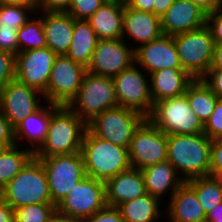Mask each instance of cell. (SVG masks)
<instances>
[{
  "label": "cell",
  "instance_id": "obj_47",
  "mask_svg": "<svg viewBox=\"0 0 222 222\" xmlns=\"http://www.w3.org/2000/svg\"><path fill=\"white\" fill-rule=\"evenodd\" d=\"M0 222H14V209L0 198Z\"/></svg>",
  "mask_w": 222,
  "mask_h": 222
},
{
  "label": "cell",
  "instance_id": "obj_39",
  "mask_svg": "<svg viewBox=\"0 0 222 222\" xmlns=\"http://www.w3.org/2000/svg\"><path fill=\"white\" fill-rule=\"evenodd\" d=\"M206 25L211 31L215 44H222V6L207 14Z\"/></svg>",
  "mask_w": 222,
  "mask_h": 222
},
{
  "label": "cell",
  "instance_id": "obj_18",
  "mask_svg": "<svg viewBox=\"0 0 222 222\" xmlns=\"http://www.w3.org/2000/svg\"><path fill=\"white\" fill-rule=\"evenodd\" d=\"M160 18L163 34L174 36L206 25L207 13L190 0H175Z\"/></svg>",
  "mask_w": 222,
  "mask_h": 222
},
{
  "label": "cell",
  "instance_id": "obj_32",
  "mask_svg": "<svg viewBox=\"0 0 222 222\" xmlns=\"http://www.w3.org/2000/svg\"><path fill=\"white\" fill-rule=\"evenodd\" d=\"M17 39L19 52L47 47L42 18L40 16H37V18L32 16L18 29Z\"/></svg>",
  "mask_w": 222,
  "mask_h": 222
},
{
  "label": "cell",
  "instance_id": "obj_45",
  "mask_svg": "<svg viewBox=\"0 0 222 222\" xmlns=\"http://www.w3.org/2000/svg\"><path fill=\"white\" fill-rule=\"evenodd\" d=\"M195 5L199 6L207 14L213 12L219 6H222V0H190Z\"/></svg>",
  "mask_w": 222,
  "mask_h": 222
},
{
  "label": "cell",
  "instance_id": "obj_22",
  "mask_svg": "<svg viewBox=\"0 0 222 222\" xmlns=\"http://www.w3.org/2000/svg\"><path fill=\"white\" fill-rule=\"evenodd\" d=\"M47 47L57 55H65L71 44L74 18L67 12H39Z\"/></svg>",
  "mask_w": 222,
  "mask_h": 222
},
{
  "label": "cell",
  "instance_id": "obj_36",
  "mask_svg": "<svg viewBox=\"0 0 222 222\" xmlns=\"http://www.w3.org/2000/svg\"><path fill=\"white\" fill-rule=\"evenodd\" d=\"M204 133L211 140L222 137V98H218L214 111L204 124Z\"/></svg>",
  "mask_w": 222,
  "mask_h": 222
},
{
  "label": "cell",
  "instance_id": "obj_5",
  "mask_svg": "<svg viewBox=\"0 0 222 222\" xmlns=\"http://www.w3.org/2000/svg\"><path fill=\"white\" fill-rule=\"evenodd\" d=\"M117 106L119 105L113 78L95 75L88 71L76 96L67 105L86 124L105 110Z\"/></svg>",
  "mask_w": 222,
  "mask_h": 222
},
{
  "label": "cell",
  "instance_id": "obj_46",
  "mask_svg": "<svg viewBox=\"0 0 222 222\" xmlns=\"http://www.w3.org/2000/svg\"><path fill=\"white\" fill-rule=\"evenodd\" d=\"M127 5L139 11L153 13L154 0H130Z\"/></svg>",
  "mask_w": 222,
  "mask_h": 222
},
{
  "label": "cell",
  "instance_id": "obj_3",
  "mask_svg": "<svg viewBox=\"0 0 222 222\" xmlns=\"http://www.w3.org/2000/svg\"><path fill=\"white\" fill-rule=\"evenodd\" d=\"M87 124L67 106H60L52 115L47 136L34 157L68 155L81 152Z\"/></svg>",
  "mask_w": 222,
  "mask_h": 222
},
{
  "label": "cell",
  "instance_id": "obj_52",
  "mask_svg": "<svg viewBox=\"0 0 222 222\" xmlns=\"http://www.w3.org/2000/svg\"><path fill=\"white\" fill-rule=\"evenodd\" d=\"M1 4H33L37 5L38 0H0Z\"/></svg>",
  "mask_w": 222,
  "mask_h": 222
},
{
  "label": "cell",
  "instance_id": "obj_4",
  "mask_svg": "<svg viewBox=\"0 0 222 222\" xmlns=\"http://www.w3.org/2000/svg\"><path fill=\"white\" fill-rule=\"evenodd\" d=\"M0 198L13 209L52 203L47 176L40 160L33 157L0 191Z\"/></svg>",
  "mask_w": 222,
  "mask_h": 222
},
{
  "label": "cell",
  "instance_id": "obj_50",
  "mask_svg": "<svg viewBox=\"0 0 222 222\" xmlns=\"http://www.w3.org/2000/svg\"><path fill=\"white\" fill-rule=\"evenodd\" d=\"M206 222H222V202L206 214Z\"/></svg>",
  "mask_w": 222,
  "mask_h": 222
},
{
  "label": "cell",
  "instance_id": "obj_34",
  "mask_svg": "<svg viewBox=\"0 0 222 222\" xmlns=\"http://www.w3.org/2000/svg\"><path fill=\"white\" fill-rule=\"evenodd\" d=\"M56 211L53 203L21 206L14 209V222H48Z\"/></svg>",
  "mask_w": 222,
  "mask_h": 222
},
{
  "label": "cell",
  "instance_id": "obj_25",
  "mask_svg": "<svg viewBox=\"0 0 222 222\" xmlns=\"http://www.w3.org/2000/svg\"><path fill=\"white\" fill-rule=\"evenodd\" d=\"M142 174L146 193L160 201H162L163 196L168 195V191H171L169 194L171 198L173 193L185 182L168 160L147 166L142 169Z\"/></svg>",
  "mask_w": 222,
  "mask_h": 222
},
{
  "label": "cell",
  "instance_id": "obj_23",
  "mask_svg": "<svg viewBox=\"0 0 222 222\" xmlns=\"http://www.w3.org/2000/svg\"><path fill=\"white\" fill-rule=\"evenodd\" d=\"M150 95L153 103L167 98L179 97L186 93L194 80L182 68H166L149 75Z\"/></svg>",
  "mask_w": 222,
  "mask_h": 222
},
{
  "label": "cell",
  "instance_id": "obj_19",
  "mask_svg": "<svg viewBox=\"0 0 222 222\" xmlns=\"http://www.w3.org/2000/svg\"><path fill=\"white\" fill-rule=\"evenodd\" d=\"M163 35L161 18L150 12L139 11L124 5L122 39L133 40L139 43L134 50L141 45L158 39ZM127 37V38H126ZM132 38V39H131Z\"/></svg>",
  "mask_w": 222,
  "mask_h": 222
},
{
  "label": "cell",
  "instance_id": "obj_28",
  "mask_svg": "<svg viewBox=\"0 0 222 222\" xmlns=\"http://www.w3.org/2000/svg\"><path fill=\"white\" fill-rule=\"evenodd\" d=\"M161 201L150 195L145 194L136 199L121 203L116 208L120 211L124 222H163L160 206ZM160 218V219H159Z\"/></svg>",
  "mask_w": 222,
  "mask_h": 222
},
{
  "label": "cell",
  "instance_id": "obj_14",
  "mask_svg": "<svg viewBox=\"0 0 222 222\" xmlns=\"http://www.w3.org/2000/svg\"><path fill=\"white\" fill-rule=\"evenodd\" d=\"M124 39L99 40L87 71L95 75L114 77L135 63L134 46ZM129 45V46H128Z\"/></svg>",
  "mask_w": 222,
  "mask_h": 222
},
{
  "label": "cell",
  "instance_id": "obj_33",
  "mask_svg": "<svg viewBox=\"0 0 222 222\" xmlns=\"http://www.w3.org/2000/svg\"><path fill=\"white\" fill-rule=\"evenodd\" d=\"M29 13L38 15L35 5L0 3V27L19 29L31 18Z\"/></svg>",
  "mask_w": 222,
  "mask_h": 222
},
{
  "label": "cell",
  "instance_id": "obj_26",
  "mask_svg": "<svg viewBox=\"0 0 222 222\" xmlns=\"http://www.w3.org/2000/svg\"><path fill=\"white\" fill-rule=\"evenodd\" d=\"M124 5L120 0L104 2L87 19L99 40L122 38Z\"/></svg>",
  "mask_w": 222,
  "mask_h": 222
},
{
  "label": "cell",
  "instance_id": "obj_9",
  "mask_svg": "<svg viewBox=\"0 0 222 222\" xmlns=\"http://www.w3.org/2000/svg\"><path fill=\"white\" fill-rule=\"evenodd\" d=\"M45 170L52 203L57 205L87 174L81 152L36 157Z\"/></svg>",
  "mask_w": 222,
  "mask_h": 222
},
{
  "label": "cell",
  "instance_id": "obj_31",
  "mask_svg": "<svg viewBox=\"0 0 222 222\" xmlns=\"http://www.w3.org/2000/svg\"><path fill=\"white\" fill-rule=\"evenodd\" d=\"M195 192L205 214L222 202V187L213 176H201L185 181Z\"/></svg>",
  "mask_w": 222,
  "mask_h": 222
},
{
  "label": "cell",
  "instance_id": "obj_10",
  "mask_svg": "<svg viewBox=\"0 0 222 222\" xmlns=\"http://www.w3.org/2000/svg\"><path fill=\"white\" fill-rule=\"evenodd\" d=\"M106 206L105 183L86 176L56 205V210L81 222Z\"/></svg>",
  "mask_w": 222,
  "mask_h": 222
},
{
  "label": "cell",
  "instance_id": "obj_38",
  "mask_svg": "<svg viewBox=\"0 0 222 222\" xmlns=\"http://www.w3.org/2000/svg\"><path fill=\"white\" fill-rule=\"evenodd\" d=\"M17 32L18 28L0 27V51H6L15 56L19 53Z\"/></svg>",
  "mask_w": 222,
  "mask_h": 222
},
{
  "label": "cell",
  "instance_id": "obj_53",
  "mask_svg": "<svg viewBox=\"0 0 222 222\" xmlns=\"http://www.w3.org/2000/svg\"><path fill=\"white\" fill-rule=\"evenodd\" d=\"M212 176L217 181V183L222 187V171L215 172Z\"/></svg>",
  "mask_w": 222,
  "mask_h": 222
},
{
  "label": "cell",
  "instance_id": "obj_11",
  "mask_svg": "<svg viewBox=\"0 0 222 222\" xmlns=\"http://www.w3.org/2000/svg\"><path fill=\"white\" fill-rule=\"evenodd\" d=\"M141 69L133 63L114 76L115 95L119 106L140 112L148 118L154 103L150 95L149 79Z\"/></svg>",
  "mask_w": 222,
  "mask_h": 222
},
{
  "label": "cell",
  "instance_id": "obj_51",
  "mask_svg": "<svg viewBox=\"0 0 222 222\" xmlns=\"http://www.w3.org/2000/svg\"><path fill=\"white\" fill-rule=\"evenodd\" d=\"M48 222H79L68 216L58 213L57 211L52 215Z\"/></svg>",
  "mask_w": 222,
  "mask_h": 222
},
{
  "label": "cell",
  "instance_id": "obj_27",
  "mask_svg": "<svg viewBox=\"0 0 222 222\" xmlns=\"http://www.w3.org/2000/svg\"><path fill=\"white\" fill-rule=\"evenodd\" d=\"M99 39L87 20H75L71 44L65 56L87 68Z\"/></svg>",
  "mask_w": 222,
  "mask_h": 222
},
{
  "label": "cell",
  "instance_id": "obj_37",
  "mask_svg": "<svg viewBox=\"0 0 222 222\" xmlns=\"http://www.w3.org/2000/svg\"><path fill=\"white\" fill-rule=\"evenodd\" d=\"M15 62V55L6 51H0V93L15 78Z\"/></svg>",
  "mask_w": 222,
  "mask_h": 222
},
{
  "label": "cell",
  "instance_id": "obj_24",
  "mask_svg": "<svg viewBox=\"0 0 222 222\" xmlns=\"http://www.w3.org/2000/svg\"><path fill=\"white\" fill-rule=\"evenodd\" d=\"M167 205L168 222H206L196 192L186 182L173 193Z\"/></svg>",
  "mask_w": 222,
  "mask_h": 222
},
{
  "label": "cell",
  "instance_id": "obj_16",
  "mask_svg": "<svg viewBox=\"0 0 222 222\" xmlns=\"http://www.w3.org/2000/svg\"><path fill=\"white\" fill-rule=\"evenodd\" d=\"M57 56L48 47L19 52L16 55L15 78L44 93Z\"/></svg>",
  "mask_w": 222,
  "mask_h": 222
},
{
  "label": "cell",
  "instance_id": "obj_7",
  "mask_svg": "<svg viewBox=\"0 0 222 222\" xmlns=\"http://www.w3.org/2000/svg\"><path fill=\"white\" fill-rule=\"evenodd\" d=\"M146 119L140 112L117 106L96 116L87 129L100 139L128 149L135 131Z\"/></svg>",
  "mask_w": 222,
  "mask_h": 222
},
{
  "label": "cell",
  "instance_id": "obj_44",
  "mask_svg": "<svg viewBox=\"0 0 222 222\" xmlns=\"http://www.w3.org/2000/svg\"><path fill=\"white\" fill-rule=\"evenodd\" d=\"M70 0H38L36 11L39 12H66Z\"/></svg>",
  "mask_w": 222,
  "mask_h": 222
},
{
  "label": "cell",
  "instance_id": "obj_43",
  "mask_svg": "<svg viewBox=\"0 0 222 222\" xmlns=\"http://www.w3.org/2000/svg\"><path fill=\"white\" fill-rule=\"evenodd\" d=\"M222 171V137L213 139L210 154V175Z\"/></svg>",
  "mask_w": 222,
  "mask_h": 222
},
{
  "label": "cell",
  "instance_id": "obj_2",
  "mask_svg": "<svg viewBox=\"0 0 222 222\" xmlns=\"http://www.w3.org/2000/svg\"><path fill=\"white\" fill-rule=\"evenodd\" d=\"M81 154L87 176L104 183L131 168L127 148L100 139L88 129L83 137Z\"/></svg>",
  "mask_w": 222,
  "mask_h": 222
},
{
  "label": "cell",
  "instance_id": "obj_48",
  "mask_svg": "<svg viewBox=\"0 0 222 222\" xmlns=\"http://www.w3.org/2000/svg\"><path fill=\"white\" fill-rule=\"evenodd\" d=\"M175 0H154L153 14L161 17Z\"/></svg>",
  "mask_w": 222,
  "mask_h": 222
},
{
  "label": "cell",
  "instance_id": "obj_41",
  "mask_svg": "<svg viewBox=\"0 0 222 222\" xmlns=\"http://www.w3.org/2000/svg\"><path fill=\"white\" fill-rule=\"evenodd\" d=\"M201 79L218 98H222V69H209Z\"/></svg>",
  "mask_w": 222,
  "mask_h": 222
},
{
  "label": "cell",
  "instance_id": "obj_6",
  "mask_svg": "<svg viewBox=\"0 0 222 222\" xmlns=\"http://www.w3.org/2000/svg\"><path fill=\"white\" fill-rule=\"evenodd\" d=\"M182 69L193 79H201L211 67L214 39L207 25L173 36Z\"/></svg>",
  "mask_w": 222,
  "mask_h": 222
},
{
  "label": "cell",
  "instance_id": "obj_30",
  "mask_svg": "<svg viewBox=\"0 0 222 222\" xmlns=\"http://www.w3.org/2000/svg\"><path fill=\"white\" fill-rule=\"evenodd\" d=\"M33 157L34 153L29 148H21V144L3 151L0 155V191Z\"/></svg>",
  "mask_w": 222,
  "mask_h": 222
},
{
  "label": "cell",
  "instance_id": "obj_40",
  "mask_svg": "<svg viewBox=\"0 0 222 222\" xmlns=\"http://www.w3.org/2000/svg\"><path fill=\"white\" fill-rule=\"evenodd\" d=\"M81 222H124V220L121 217L120 211L116 207L106 206L101 211H98Z\"/></svg>",
  "mask_w": 222,
  "mask_h": 222
},
{
  "label": "cell",
  "instance_id": "obj_1",
  "mask_svg": "<svg viewBox=\"0 0 222 222\" xmlns=\"http://www.w3.org/2000/svg\"><path fill=\"white\" fill-rule=\"evenodd\" d=\"M211 142L205 133L167 135V160L184 181L208 176Z\"/></svg>",
  "mask_w": 222,
  "mask_h": 222
},
{
  "label": "cell",
  "instance_id": "obj_55",
  "mask_svg": "<svg viewBox=\"0 0 222 222\" xmlns=\"http://www.w3.org/2000/svg\"><path fill=\"white\" fill-rule=\"evenodd\" d=\"M123 4H127L130 0H120Z\"/></svg>",
  "mask_w": 222,
  "mask_h": 222
},
{
  "label": "cell",
  "instance_id": "obj_21",
  "mask_svg": "<svg viewBox=\"0 0 222 222\" xmlns=\"http://www.w3.org/2000/svg\"><path fill=\"white\" fill-rule=\"evenodd\" d=\"M44 105V106H43ZM48 105V106H47ZM59 105L48 103L27 116L15 127L16 145L24 140L29 143L30 150L35 153L45 141L51 115L59 108ZM23 139V140H22ZM22 140V141H21ZM32 146H31V145Z\"/></svg>",
  "mask_w": 222,
  "mask_h": 222
},
{
  "label": "cell",
  "instance_id": "obj_49",
  "mask_svg": "<svg viewBox=\"0 0 222 222\" xmlns=\"http://www.w3.org/2000/svg\"><path fill=\"white\" fill-rule=\"evenodd\" d=\"M210 69H222V44H215Z\"/></svg>",
  "mask_w": 222,
  "mask_h": 222
},
{
  "label": "cell",
  "instance_id": "obj_13",
  "mask_svg": "<svg viewBox=\"0 0 222 222\" xmlns=\"http://www.w3.org/2000/svg\"><path fill=\"white\" fill-rule=\"evenodd\" d=\"M132 168L142 170L167 160V135L148 118L135 131L128 148Z\"/></svg>",
  "mask_w": 222,
  "mask_h": 222
},
{
  "label": "cell",
  "instance_id": "obj_15",
  "mask_svg": "<svg viewBox=\"0 0 222 222\" xmlns=\"http://www.w3.org/2000/svg\"><path fill=\"white\" fill-rule=\"evenodd\" d=\"M40 97L44 100L41 91L14 78L0 93V107L9 123L15 128L42 106Z\"/></svg>",
  "mask_w": 222,
  "mask_h": 222
},
{
  "label": "cell",
  "instance_id": "obj_54",
  "mask_svg": "<svg viewBox=\"0 0 222 222\" xmlns=\"http://www.w3.org/2000/svg\"><path fill=\"white\" fill-rule=\"evenodd\" d=\"M7 148L5 144L0 143V155L3 153V151Z\"/></svg>",
  "mask_w": 222,
  "mask_h": 222
},
{
  "label": "cell",
  "instance_id": "obj_17",
  "mask_svg": "<svg viewBox=\"0 0 222 222\" xmlns=\"http://www.w3.org/2000/svg\"><path fill=\"white\" fill-rule=\"evenodd\" d=\"M135 63L147 75L162 69L182 68L173 36L162 35L134 50Z\"/></svg>",
  "mask_w": 222,
  "mask_h": 222
},
{
  "label": "cell",
  "instance_id": "obj_20",
  "mask_svg": "<svg viewBox=\"0 0 222 222\" xmlns=\"http://www.w3.org/2000/svg\"><path fill=\"white\" fill-rule=\"evenodd\" d=\"M106 205L117 207L121 203L146 194L142 170L129 168L105 183Z\"/></svg>",
  "mask_w": 222,
  "mask_h": 222
},
{
  "label": "cell",
  "instance_id": "obj_12",
  "mask_svg": "<svg viewBox=\"0 0 222 222\" xmlns=\"http://www.w3.org/2000/svg\"><path fill=\"white\" fill-rule=\"evenodd\" d=\"M87 68L65 55H58L52 66L44 103L67 106L76 96Z\"/></svg>",
  "mask_w": 222,
  "mask_h": 222
},
{
  "label": "cell",
  "instance_id": "obj_35",
  "mask_svg": "<svg viewBox=\"0 0 222 222\" xmlns=\"http://www.w3.org/2000/svg\"><path fill=\"white\" fill-rule=\"evenodd\" d=\"M104 2V0H70L66 12L75 20H87Z\"/></svg>",
  "mask_w": 222,
  "mask_h": 222
},
{
  "label": "cell",
  "instance_id": "obj_29",
  "mask_svg": "<svg viewBox=\"0 0 222 222\" xmlns=\"http://www.w3.org/2000/svg\"><path fill=\"white\" fill-rule=\"evenodd\" d=\"M185 95L193 112L205 124L214 111L218 97L202 79H194L188 85Z\"/></svg>",
  "mask_w": 222,
  "mask_h": 222
},
{
  "label": "cell",
  "instance_id": "obj_8",
  "mask_svg": "<svg viewBox=\"0 0 222 222\" xmlns=\"http://www.w3.org/2000/svg\"><path fill=\"white\" fill-rule=\"evenodd\" d=\"M148 119L166 135L204 133V124L191 109L185 94L156 102Z\"/></svg>",
  "mask_w": 222,
  "mask_h": 222
},
{
  "label": "cell",
  "instance_id": "obj_42",
  "mask_svg": "<svg viewBox=\"0 0 222 222\" xmlns=\"http://www.w3.org/2000/svg\"><path fill=\"white\" fill-rule=\"evenodd\" d=\"M0 143L7 147L16 145L15 128L9 123L0 107Z\"/></svg>",
  "mask_w": 222,
  "mask_h": 222
}]
</instances>
